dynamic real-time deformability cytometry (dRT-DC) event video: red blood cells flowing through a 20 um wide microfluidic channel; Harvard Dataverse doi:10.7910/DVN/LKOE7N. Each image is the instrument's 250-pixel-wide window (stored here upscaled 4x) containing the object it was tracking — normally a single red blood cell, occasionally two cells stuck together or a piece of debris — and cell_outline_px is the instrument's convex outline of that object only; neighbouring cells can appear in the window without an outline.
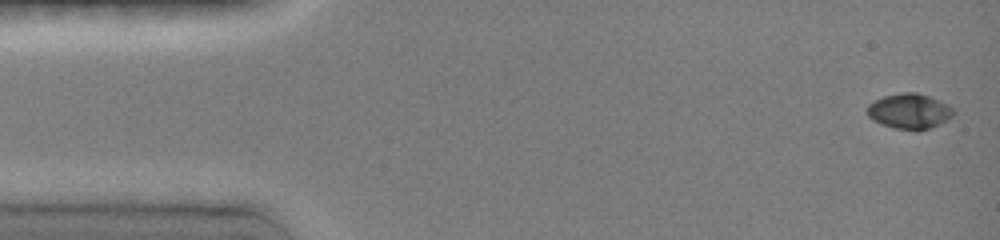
{"species": "common noctule bat (a hibernating species)", "species_latin": "Nyctalus noctula", "temperature_condition": "room temperature", "stored_images_in_passage": 10, "camera_frame_rate_fps": 3000, "um_per_image_px": 0.085, "animal": {"sex": "female", "body_mass_g": 19.0, "forearm_length_mm": 51.5}, "frame": {"image": 1, "passage_image": 1, "time_ms": 0.0, "image_size_px": [1000, 240], "cell_outline_px": [[956, 112], [952, 116], [928, 128], [916, 132], [896, 128], [872, 120], [868, 116], [868, 104], [884, 96], [900, 92], [916, 92], [928, 96], [948, 104]], "centroid_in_image_um": [77.29, 9.45], "position_along_channel_um": 7.7, "area_um2": 17.51}}
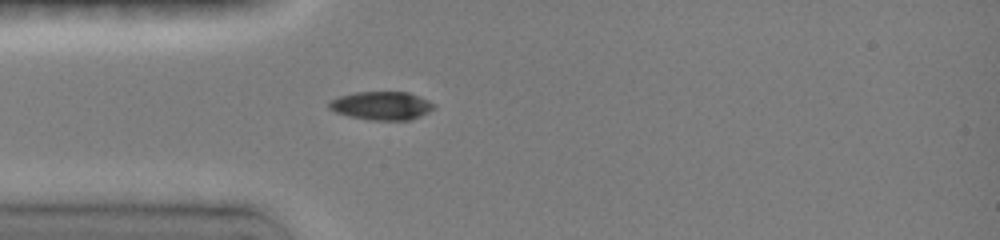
{"frame": {"image": 2, "passage_image": 6, "time_ms": 4.0, "image_size_px": [1000, 240], "cell_outline_px": [[436, 108], [420, 116], [408, 120], [368, 120], [348, 116], [336, 112], [328, 108], [328, 104], [332, 100], [340, 96], [356, 92], [408, 92], [428, 100], [436, 104]], "centroid_in_image_um": [32.45, 8.99], "position_along_channel_um": 52.5, "area_um2": 17.34}}
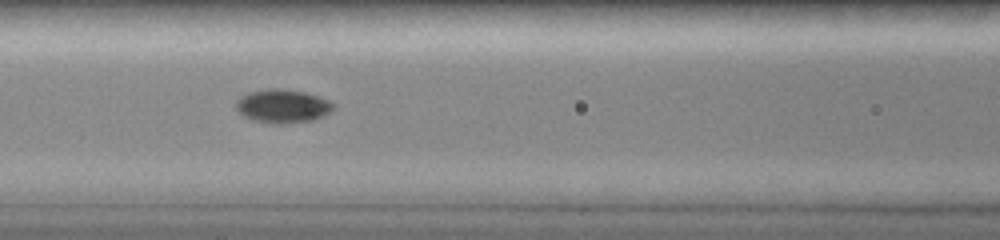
{"frame": {"image": 3, "passage_image": 9, "time_ms": 6.333, "image_size_px": [1000, 240], "cell_outline_px": [[332, 108], [324, 116], [312, 120], [284, 124], [272, 124], [252, 120], [244, 116], [236, 108], [236, 100], [252, 92], [276, 88], [304, 92], [328, 100], [332, 104]], "centroid_in_image_um": [24.01, 9.05], "position_along_channel_um": 142.6, "area_um2": 18.55}}